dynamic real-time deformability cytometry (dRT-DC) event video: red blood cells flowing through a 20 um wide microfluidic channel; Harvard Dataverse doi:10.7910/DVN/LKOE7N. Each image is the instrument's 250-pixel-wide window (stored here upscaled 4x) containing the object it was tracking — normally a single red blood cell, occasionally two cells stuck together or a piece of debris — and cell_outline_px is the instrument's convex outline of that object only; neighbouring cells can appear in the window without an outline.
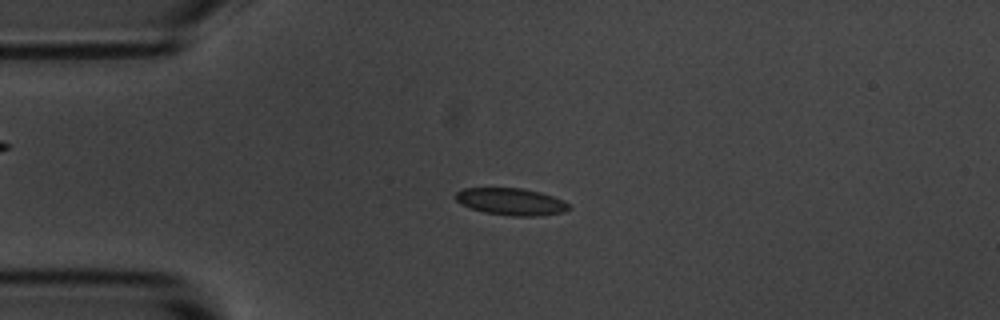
{"species": "common noctule bat (a hibernating species)", "species_latin": "Nyctalus noctula", "temperature_condition": "room temperature", "stored_images_in_passage": 5, "camera_frame_rate_fps": 3000, "um_per_image_px": 0.085, "animal": {"sex": "male", "body_mass_g": 20.1, "forearm_length_mm": 53.5}, "frame": {"image": 1, "passage_image": 2, "time_ms": 1.0, "image_size_px": [1000, 320], "cell_outline_px": [[572, 208], [564, 212], [536, 216], [512, 216], [484, 212], [460, 204], [456, 200], [456, 192], [464, 188], [520, 188], [540, 192], [564, 200]], "centroid_in_image_um": [43.46, 17.14], "position_along_channel_um": 41.5, "area_um2": 17.8}}
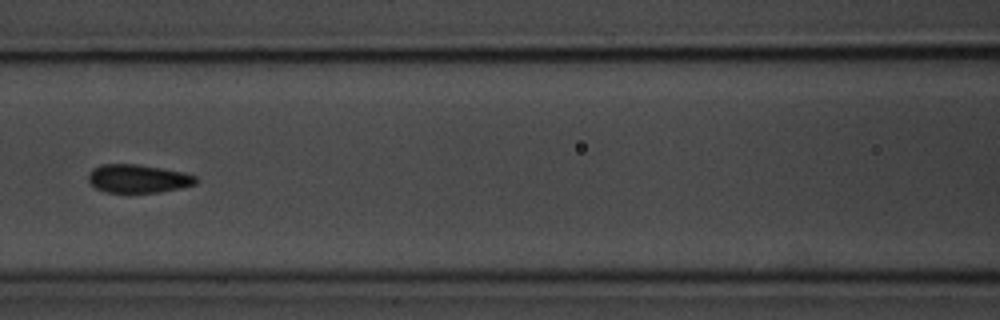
{"frame": {"image": 2, "passage_image": 5, "time_ms": 4.667, "image_size_px": [1000, 320], "cell_outline_px": [[200, 180], [196, 184], [180, 188], [160, 192], [104, 192], [96, 188], [88, 180], [88, 176], [92, 168], [104, 164], [136, 164], [184, 172], [196, 176]], "centroid_in_image_um": [11.76, 15.18], "position_along_channel_um": 154.8, "area_um2": 17.74}}